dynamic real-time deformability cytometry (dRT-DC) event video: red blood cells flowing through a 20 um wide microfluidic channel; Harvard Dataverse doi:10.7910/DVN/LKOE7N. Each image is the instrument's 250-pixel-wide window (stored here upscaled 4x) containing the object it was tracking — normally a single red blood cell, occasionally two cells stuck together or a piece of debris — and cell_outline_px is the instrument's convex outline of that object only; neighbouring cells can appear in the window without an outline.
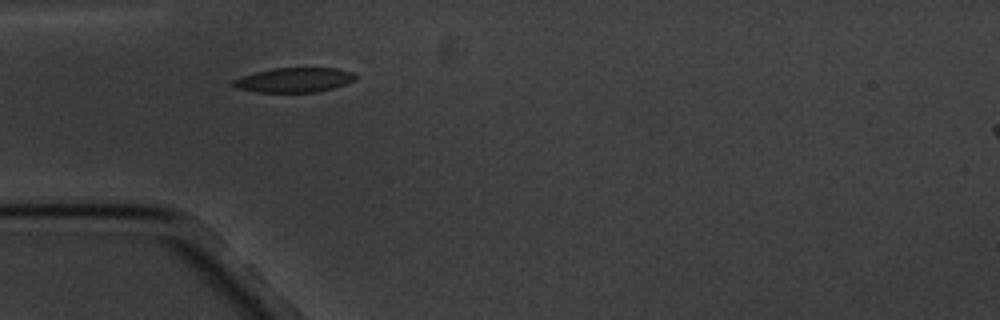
{"species": "common noctule bat (a hibernating species)", "species_latin": "Nyctalus noctula", "temperature_condition": "cold", "stored_images_in_passage": 3, "camera_frame_rate_fps": 3000, "um_per_image_px": 0.085, "animal": {"sex": "male", "body_mass_g": 20.1, "forearm_length_mm": 53.5}, "frame": {"image": 1, "passage_image": 1, "time_ms": 0.0, "image_size_px": [1000, 320], "cell_outline_px": [[356, 80], [332, 88], [316, 92], [256, 92], [236, 88], [232, 84], [232, 80], [240, 76], [272, 68], [336, 68], [352, 72], [356, 76]], "centroid_in_image_um": [24.97, 6.79], "position_along_channel_um": 60.0, "area_um2": 17.51}}
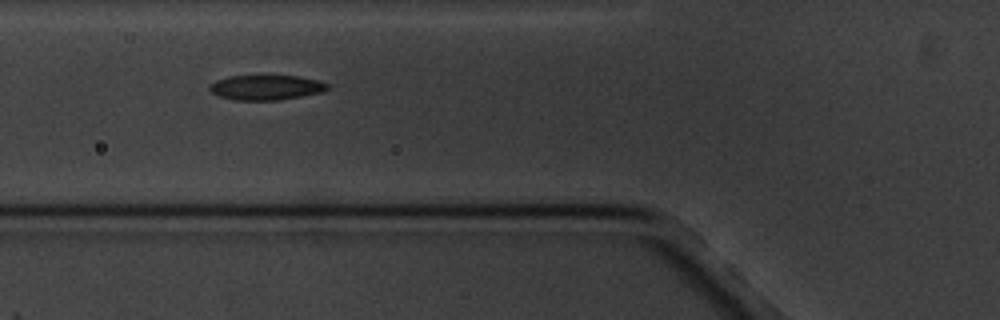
{"frame": {"image": 2, "passage_image": 2, "time_ms": 1.333, "image_size_px": [1000, 320], "cell_outline_px": [[328, 88], [324, 92], [280, 100], [236, 100], [220, 96], [212, 92], [208, 88], [216, 80], [228, 76], [300, 76], [316, 80], [328, 84]], "centroid_in_image_um": [22.64, 7.44], "position_along_channel_um": 103.2, "area_um2": 16.99}}
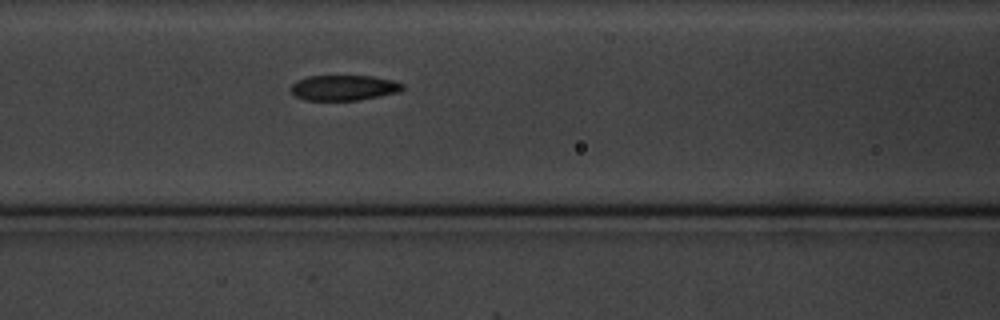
{"frame": {"image": 3, "passage_image": 3, "time_ms": 2.333, "image_size_px": [1000, 320], "cell_outline_px": [[404, 88], [400, 92], [360, 100], [304, 100], [296, 96], [288, 88], [296, 80], [308, 76], [372, 76], [392, 80], [404, 84]], "centroid_in_image_um": [29.22, 7.46], "position_along_channel_um": 137.4, "area_um2": 16.65}}